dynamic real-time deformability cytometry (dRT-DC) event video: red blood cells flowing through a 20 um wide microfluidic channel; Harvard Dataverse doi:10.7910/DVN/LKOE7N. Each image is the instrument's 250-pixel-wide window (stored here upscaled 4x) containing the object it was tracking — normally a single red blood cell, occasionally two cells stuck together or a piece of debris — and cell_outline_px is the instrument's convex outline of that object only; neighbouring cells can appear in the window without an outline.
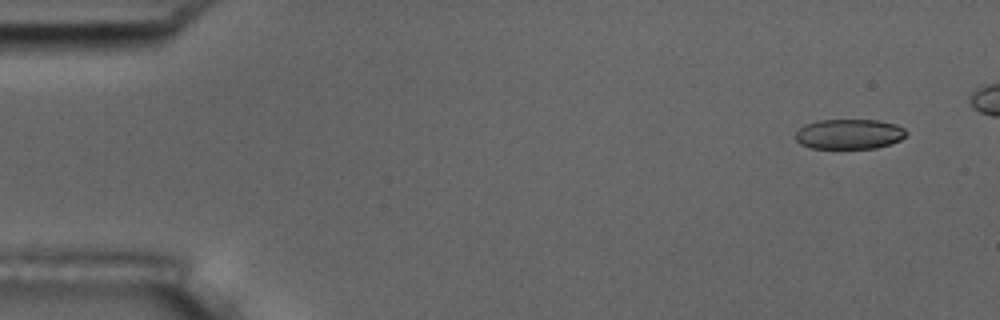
{"species": "common noctule bat (a hibernating species)", "species_latin": "Nyctalus noctula", "temperature_condition": "room temperature", "stored_images_in_passage": 11, "camera_frame_rate_fps": 3000, "um_per_image_px": 0.085, "animal": {"sex": "male", "body_mass_g": 17.5, "forearm_length_mm": 52.3}, "frame": {"image": 1, "passage_image": 1, "time_ms": 0.0, "image_size_px": [1000, 320], "cell_outline_px": [[908, 132], [900, 140], [892, 144], [876, 148], [808, 148], [800, 144], [796, 140], [796, 132], [804, 124], [816, 120], [876, 120], [896, 124], [904, 128]], "centroid_in_image_um": [72.18, 11.4], "position_along_channel_um": 12.8, "area_um2": 19.54}}
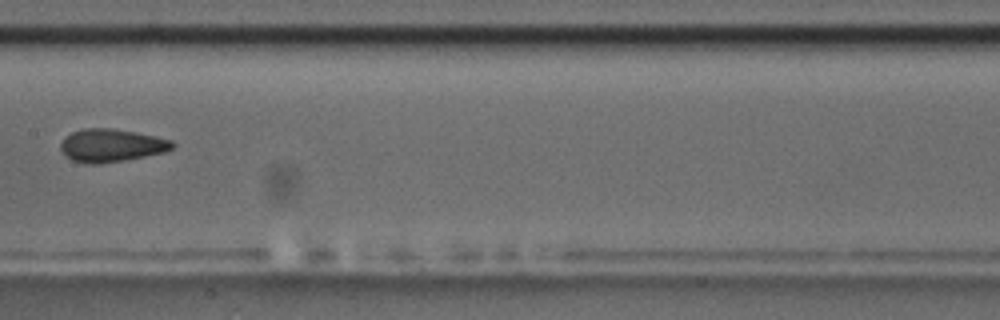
{"frame": {"image": 2, "passage_image": 8, "time_ms": 8.333, "image_size_px": [1000, 320], "cell_outline_px": [[176, 144], [172, 148], [164, 152], [124, 160], [100, 164], [88, 164], [72, 160], [64, 156], [60, 148], [60, 144], [72, 132], [84, 128], [112, 128], [136, 132], [156, 136], [172, 140]], "centroid_in_image_um": [9.47, 12.36], "position_along_channel_um": 197.9, "area_um2": 21.44}}